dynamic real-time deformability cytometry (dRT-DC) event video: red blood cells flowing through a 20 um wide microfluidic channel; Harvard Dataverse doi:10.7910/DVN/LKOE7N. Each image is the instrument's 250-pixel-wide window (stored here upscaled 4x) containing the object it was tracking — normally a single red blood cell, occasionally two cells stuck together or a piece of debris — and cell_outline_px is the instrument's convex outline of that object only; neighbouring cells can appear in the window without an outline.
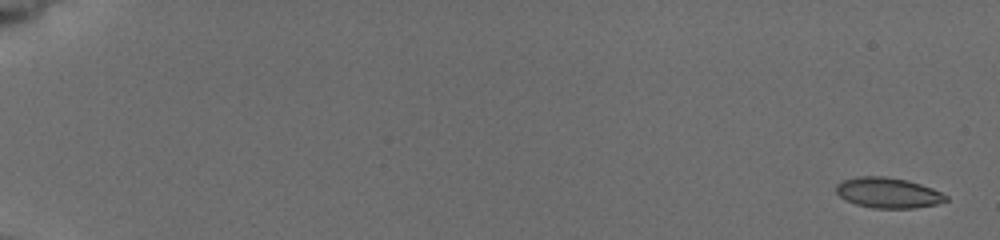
{"species": "common noctule bat (a hibernating species)", "species_latin": "Nyctalus noctula", "temperature_condition": "cold", "stored_images_in_passage": 9, "camera_frame_rate_fps": 3000, "um_per_image_px": 0.085, "animal": {"sex": "female", "body_mass_g": 19.5, "forearm_length_mm": 54.1}, "frame": {"image": 1, "passage_image": 1, "time_ms": 0.0, "image_size_px": [1000, 240], "cell_outline_px": [[948, 200], [936, 204], [916, 208], [872, 208], [856, 204], [844, 200], [836, 192], [836, 184], [844, 180], [856, 176], [884, 176], [908, 180], [932, 188], [948, 196]], "centroid_in_image_um": [75.47, 16.39], "position_along_channel_um": 9.5, "area_um2": 19.54}}
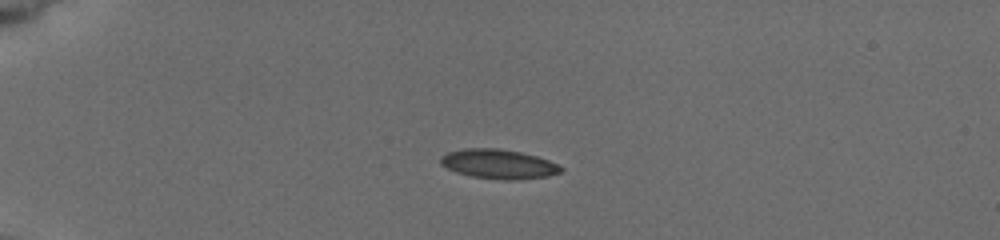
{"frame": {"image": 2, "passage_image": 6, "time_ms": 4.667, "image_size_px": [1000, 240], "cell_outline_px": [[564, 168], [560, 172], [548, 176], [512, 180], [504, 180], [472, 176], [456, 172], [440, 164], [440, 156], [448, 152], [464, 148], [496, 148], [520, 152], [536, 156], [548, 160]], "centroid_in_image_um": [42.35, 13.94], "position_along_channel_um": 42.7, "area_um2": 20.46}}
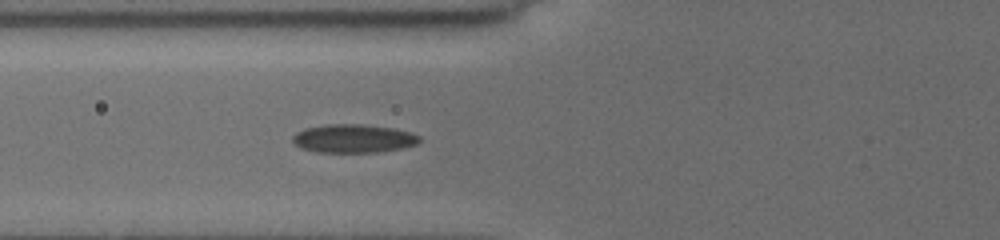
{"frame": {"image": 3, "passage_image": 9, "time_ms": 7.333, "image_size_px": [1000, 240], "cell_outline_px": [[420, 140], [416, 144], [400, 148], [376, 152], [316, 152], [300, 148], [292, 140], [292, 136], [296, 132], [304, 128], [324, 124], [364, 124], [392, 128], [408, 132], [420, 136]], "centroid_in_image_um": [29.98, 11.76], "position_along_channel_um": 95.8, "area_um2": 20.98}}